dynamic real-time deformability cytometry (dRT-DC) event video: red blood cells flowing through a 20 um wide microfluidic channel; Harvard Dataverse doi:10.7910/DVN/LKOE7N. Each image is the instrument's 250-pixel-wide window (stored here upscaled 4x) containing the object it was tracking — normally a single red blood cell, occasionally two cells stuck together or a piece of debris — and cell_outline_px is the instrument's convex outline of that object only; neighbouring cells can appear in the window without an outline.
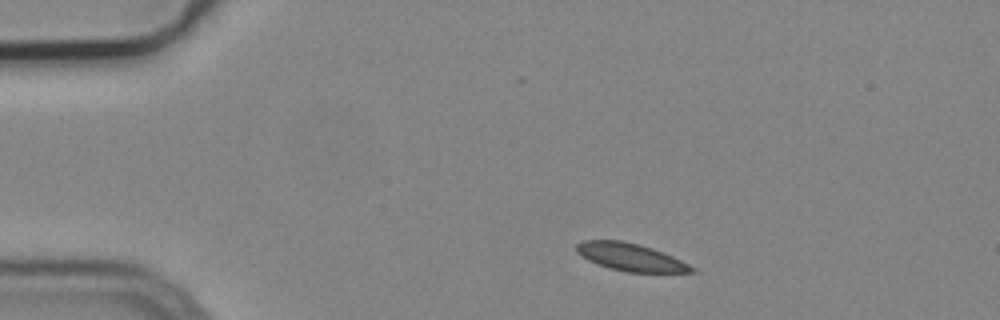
{"species": "common noctule bat (a hibernating species)", "species_latin": "Nyctalus noctula", "temperature_condition": "cold", "stored_images_in_passage": 45, "camera_frame_rate_fps": 3000, "um_per_image_px": 0.085, "animal": {"sex": "male", "body_mass_g": 19.2, "forearm_length_mm": 51.8}, "frame": {"image": 1, "passage_image": 1, "time_ms": 0.0, "image_size_px": [1000, 320], "cell_outline_px": [[696, 272], [628, 272], [608, 268], [588, 260], [576, 252], [576, 244], [584, 240], [620, 240], [640, 244], [664, 252], [696, 268]], "centroid_in_image_um": [53.59, 21.85], "position_along_channel_um": 31.4, "area_um2": 18.5}}
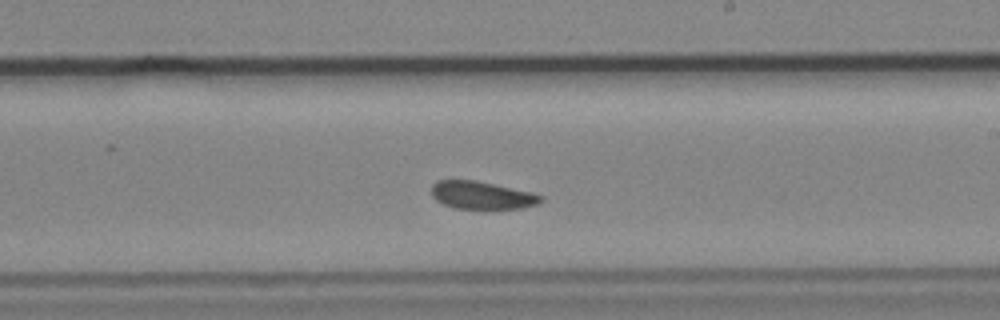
{"frame": {"image": 2, "passage_image": 23, "time_ms": 7.333, "image_size_px": [1000, 320], "cell_outline_px": [[544, 200], [536, 204], [520, 208], [456, 208], [444, 204], [436, 200], [432, 196], [432, 184], [436, 180], [476, 180], [532, 192], [544, 196]], "centroid_in_image_um": [40.96, 16.58], "position_along_channel_um": 248.0, "area_um2": 17.57}}
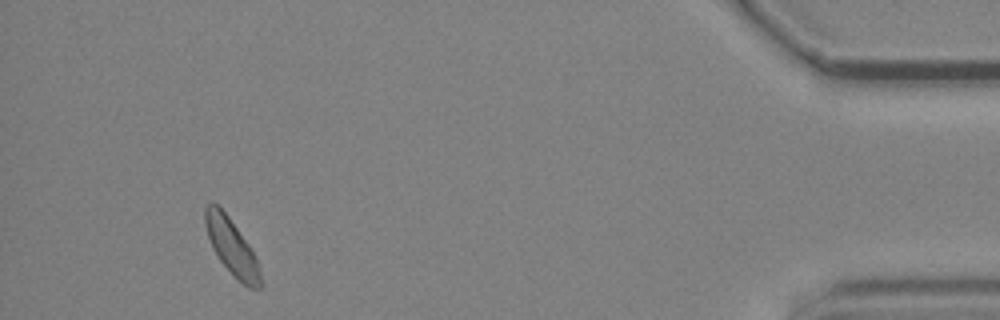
{"frame": {"image": 3, "passage_image": 42, "time_ms": 13.667, "image_size_px": [1000, 320], "cell_outline_px": [[260, 288], [248, 288], [220, 260], [212, 248], [204, 224], [204, 208], [208, 204], [216, 204], [228, 216], [248, 244], [256, 260], [260, 272]], "centroid_in_image_um": [19.65, 20.95], "position_along_channel_um": 415.5, "area_um2": 17.28}, "authors_computed_cell_mechanics": {"area_um2": 18.3226, "velocity_mm_per_s": 3.7147, "shape_relaxation_time_tau1_ms": 3.261, "shape_relaxation_time_tau2_ms": 7.406, "deformation_change_tau1": 0.0736, "deformation_change_tau2": 0.1173}}